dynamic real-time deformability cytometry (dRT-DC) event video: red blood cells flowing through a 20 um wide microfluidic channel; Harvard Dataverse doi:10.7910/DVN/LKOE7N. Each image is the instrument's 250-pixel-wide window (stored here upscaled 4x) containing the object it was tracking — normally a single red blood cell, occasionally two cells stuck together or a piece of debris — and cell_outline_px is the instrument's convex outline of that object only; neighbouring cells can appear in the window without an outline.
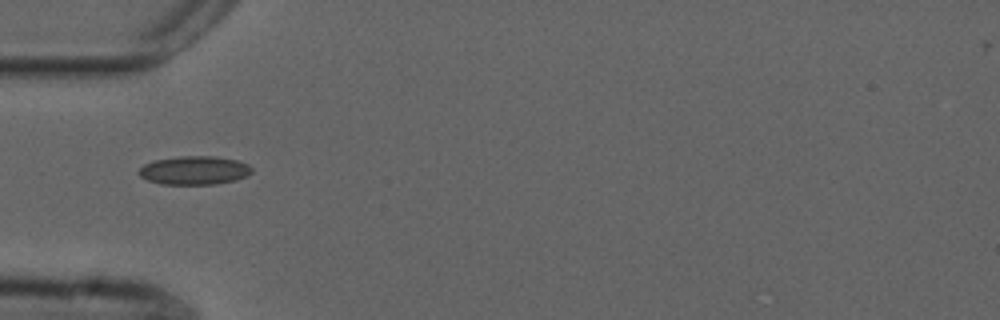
{"species": "common noctule bat (a hibernating species)", "species_latin": "Nyctalus noctula", "temperature_condition": "cold", "stored_images_in_passage": 17, "camera_frame_rate_fps": 3000, "um_per_image_px": 0.085, "animal": {"sex": "male", "forearm_length_mm": 52.5}, "frame": {"image": 1, "passage_image": 1, "time_ms": 0.0, "image_size_px": [1000, 320], "cell_outline_px": [[252, 172], [236, 180], [216, 184], [160, 184], [148, 180], [140, 176], [136, 172], [144, 164], [156, 160], [180, 156], [216, 156], [236, 160], [248, 164], [252, 168]], "centroid_in_image_um": [16.5, 14.48], "position_along_channel_um": 68.5, "area_um2": 18.79}}
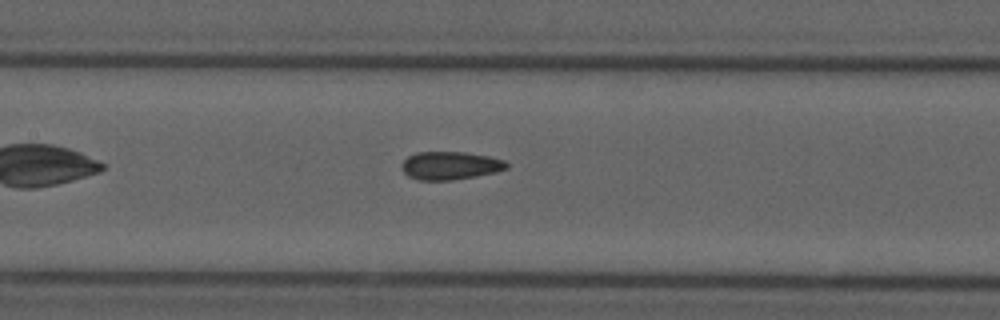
{"frame": {"image": 2, "passage_image": 9, "time_ms": 2.667, "image_size_px": [1000, 320], "cell_outline_px": [[508, 168], [496, 172], [476, 176], [452, 180], [416, 180], [408, 176], [400, 168], [400, 164], [408, 156], [416, 152], [464, 152], [488, 156], [504, 160], [508, 164]], "centroid_in_image_um": [38.23, 14.08], "position_along_channel_um": 169.2, "area_um2": 17.28}}
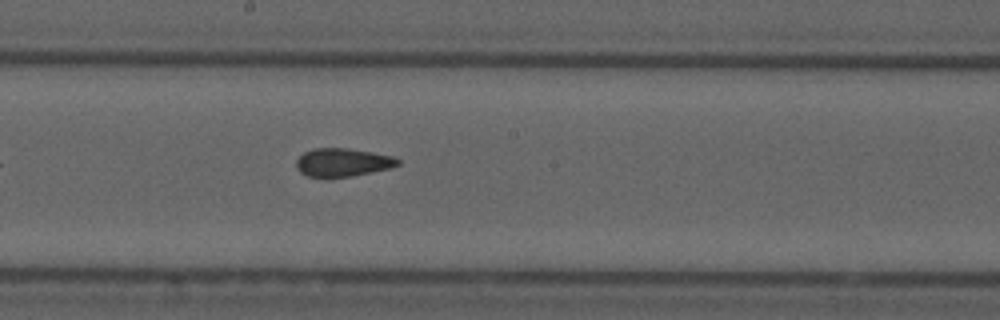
{"frame": {"image": 3, "passage_image": 13, "time_ms": 4.0, "image_size_px": [1000, 320], "cell_outline_px": [[400, 164], [392, 168], [352, 176], [324, 180], [308, 176], [300, 172], [296, 168], [296, 160], [304, 152], [316, 148], [348, 148], [372, 152], [392, 156], [400, 160]], "centroid_in_image_um": [29.1, 13.84], "position_along_channel_um": 219.1, "area_um2": 17.22}}